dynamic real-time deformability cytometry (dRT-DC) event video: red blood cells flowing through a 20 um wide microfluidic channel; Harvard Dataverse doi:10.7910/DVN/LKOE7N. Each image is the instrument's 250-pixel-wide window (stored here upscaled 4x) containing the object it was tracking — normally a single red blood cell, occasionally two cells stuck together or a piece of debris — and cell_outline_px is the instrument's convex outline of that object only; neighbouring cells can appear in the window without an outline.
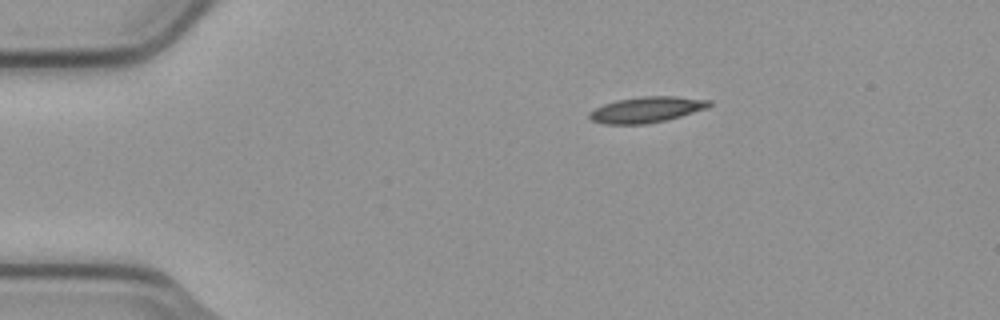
{"species": "common noctule bat (a hibernating species)", "species_latin": "Nyctalus noctula", "temperature_condition": "cold", "stored_images_in_passage": 4, "camera_frame_rate_fps": 3000, "um_per_image_px": 0.085, "animal": {"sex": "male", "body_mass_g": 23.1, "forearm_length_mm": 52.7}, "frame": {"image": 1, "passage_image": 4, "time_ms": 1.0, "image_size_px": [1000, 320], "cell_outline_px": [[712, 104], [708, 108], [680, 116], [664, 120], [644, 124], [604, 124], [592, 120], [588, 116], [588, 112], [604, 104], [616, 100], [640, 96], [676, 96], [712, 100]], "centroid_in_image_um": [54.97, 9.31], "position_along_channel_um": 30.0, "area_um2": 18.03}}